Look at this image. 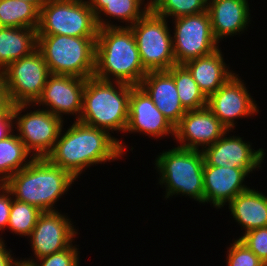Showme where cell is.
Here are the masks:
<instances>
[{"label": "cell", "instance_id": "cell-7", "mask_svg": "<svg viewBox=\"0 0 267 266\" xmlns=\"http://www.w3.org/2000/svg\"><path fill=\"white\" fill-rule=\"evenodd\" d=\"M98 30L87 0H47L40 8L37 35L97 38Z\"/></svg>", "mask_w": 267, "mask_h": 266}, {"label": "cell", "instance_id": "cell-23", "mask_svg": "<svg viewBox=\"0 0 267 266\" xmlns=\"http://www.w3.org/2000/svg\"><path fill=\"white\" fill-rule=\"evenodd\" d=\"M37 49V29L0 27V72Z\"/></svg>", "mask_w": 267, "mask_h": 266}, {"label": "cell", "instance_id": "cell-13", "mask_svg": "<svg viewBox=\"0 0 267 266\" xmlns=\"http://www.w3.org/2000/svg\"><path fill=\"white\" fill-rule=\"evenodd\" d=\"M86 79L70 75L51 74L43 88L42 94L34 107L42 105V109L49 111L57 117L64 114L76 116L79 120L82 112L83 91ZM46 108H44V107Z\"/></svg>", "mask_w": 267, "mask_h": 266}, {"label": "cell", "instance_id": "cell-39", "mask_svg": "<svg viewBox=\"0 0 267 266\" xmlns=\"http://www.w3.org/2000/svg\"><path fill=\"white\" fill-rule=\"evenodd\" d=\"M13 266H34L32 263L25 262L22 259H18Z\"/></svg>", "mask_w": 267, "mask_h": 266}, {"label": "cell", "instance_id": "cell-37", "mask_svg": "<svg viewBox=\"0 0 267 266\" xmlns=\"http://www.w3.org/2000/svg\"><path fill=\"white\" fill-rule=\"evenodd\" d=\"M90 8L93 10L96 16L111 0H87Z\"/></svg>", "mask_w": 267, "mask_h": 266}, {"label": "cell", "instance_id": "cell-28", "mask_svg": "<svg viewBox=\"0 0 267 266\" xmlns=\"http://www.w3.org/2000/svg\"><path fill=\"white\" fill-rule=\"evenodd\" d=\"M208 0H150V7L157 15L173 19L207 11Z\"/></svg>", "mask_w": 267, "mask_h": 266}, {"label": "cell", "instance_id": "cell-14", "mask_svg": "<svg viewBox=\"0 0 267 266\" xmlns=\"http://www.w3.org/2000/svg\"><path fill=\"white\" fill-rule=\"evenodd\" d=\"M58 211L42 212L33 231L27 237L30 238L36 259L65 250L73 244L78 234L70 218Z\"/></svg>", "mask_w": 267, "mask_h": 266}, {"label": "cell", "instance_id": "cell-6", "mask_svg": "<svg viewBox=\"0 0 267 266\" xmlns=\"http://www.w3.org/2000/svg\"><path fill=\"white\" fill-rule=\"evenodd\" d=\"M97 38L66 35H37V49L50 73L89 78L95 71Z\"/></svg>", "mask_w": 267, "mask_h": 266}, {"label": "cell", "instance_id": "cell-3", "mask_svg": "<svg viewBox=\"0 0 267 266\" xmlns=\"http://www.w3.org/2000/svg\"><path fill=\"white\" fill-rule=\"evenodd\" d=\"M76 178L67 170L52 164L46 157L33 158L4 184L13 198L37 207L42 212L57 211L55 203L67 194Z\"/></svg>", "mask_w": 267, "mask_h": 266}, {"label": "cell", "instance_id": "cell-21", "mask_svg": "<svg viewBox=\"0 0 267 266\" xmlns=\"http://www.w3.org/2000/svg\"><path fill=\"white\" fill-rule=\"evenodd\" d=\"M223 56L221 48H218L209 55L183 64L207 98L236 74L233 70H229V65L225 64Z\"/></svg>", "mask_w": 267, "mask_h": 266}, {"label": "cell", "instance_id": "cell-20", "mask_svg": "<svg viewBox=\"0 0 267 266\" xmlns=\"http://www.w3.org/2000/svg\"><path fill=\"white\" fill-rule=\"evenodd\" d=\"M139 86L175 127L187 110L181 104L173 76L168 71H151Z\"/></svg>", "mask_w": 267, "mask_h": 266}, {"label": "cell", "instance_id": "cell-19", "mask_svg": "<svg viewBox=\"0 0 267 266\" xmlns=\"http://www.w3.org/2000/svg\"><path fill=\"white\" fill-rule=\"evenodd\" d=\"M249 9L248 0H208L207 11L218 43L223 38L247 31L251 24Z\"/></svg>", "mask_w": 267, "mask_h": 266}, {"label": "cell", "instance_id": "cell-24", "mask_svg": "<svg viewBox=\"0 0 267 266\" xmlns=\"http://www.w3.org/2000/svg\"><path fill=\"white\" fill-rule=\"evenodd\" d=\"M145 0H111L107 5L96 15V23L98 28L117 27L111 21V18L118 22H126V27L134 25L141 19L150 9V0L145 3ZM144 5V7H142ZM105 15V19L102 16ZM106 17H109L106 19ZM110 21H109V20Z\"/></svg>", "mask_w": 267, "mask_h": 266}, {"label": "cell", "instance_id": "cell-16", "mask_svg": "<svg viewBox=\"0 0 267 266\" xmlns=\"http://www.w3.org/2000/svg\"><path fill=\"white\" fill-rule=\"evenodd\" d=\"M227 131L220 120L204 107L186 111L175 126L174 139L180 144L177 147L201 151L213 145Z\"/></svg>", "mask_w": 267, "mask_h": 266}, {"label": "cell", "instance_id": "cell-29", "mask_svg": "<svg viewBox=\"0 0 267 266\" xmlns=\"http://www.w3.org/2000/svg\"><path fill=\"white\" fill-rule=\"evenodd\" d=\"M41 213L37 207L13 198L7 229L21 237H29Z\"/></svg>", "mask_w": 267, "mask_h": 266}, {"label": "cell", "instance_id": "cell-35", "mask_svg": "<svg viewBox=\"0 0 267 266\" xmlns=\"http://www.w3.org/2000/svg\"><path fill=\"white\" fill-rule=\"evenodd\" d=\"M14 117L12 110L6 116H0V141L8 137L14 128Z\"/></svg>", "mask_w": 267, "mask_h": 266}, {"label": "cell", "instance_id": "cell-26", "mask_svg": "<svg viewBox=\"0 0 267 266\" xmlns=\"http://www.w3.org/2000/svg\"><path fill=\"white\" fill-rule=\"evenodd\" d=\"M40 10L23 0H0V27L37 29Z\"/></svg>", "mask_w": 267, "mask_h": 266}, {"label": "cell", "instance_id": "cell-38", "mask_svg": "<svg viewBox=\"0 0 267 266\" xmlns=\"http://www.w3.org/2000/svg\"><path fill=\"white\" fill-rule=\"evenodd\" d=\"M34 4L39 10L47 0H23Z\"/></svg>", "mask_w": 267, "mask_h": 266}, {"label": "cell", "instance_id": "cell-1", "mask_svg": "<svg viewBox=\"0 0 267 266\" xmlns=\"http://www.w3.org/2000/svg\"><path fill=\"white\" fill-rule=\"evenodd\" d=\"M69 127L63 133L61 129L53 150L46 158L76 179L83 174L85 168L87 170L94 164L120 160L126 154L125 142L104 129L94 128L78 120Z\"/></svg>", "mask_w": 267, "mask_h": 266}, {"label": "cell", "instance_id": "cell-2", "mask_svg": "<svg viewBox=\"0 0 267 266\" xmlns=\"http://www.w3.org/2000/svg\"><path fill=\"white\" fill-rule=\"evenodd\" d=\"M147 73L130 27L119 25L99 28L95 44L94 77L139 86Z\"/></svg>", "mask_w": 267, "mask_h": 266}, {"label": "cell", "instance_id": "cell-18", "mask_svg": "<svg viewBox=\"0 0 267 266\" xmlns=\"http://www.w3.org/2000/svg\"><path fill=\"white\" fill-rule=\"evenodd\" d=\"M250 173L244 168L210 166L204 162V203L221 209L239 193L248 190L245 177Z\"/></svg>", "mask_w": 267, "mask_h": 266}, {"label": "cell", "instance_id": "cell-11", "mask_svg": "<svg viewBox=\"0 0 267 266\" xmlns=\"http://www.w3.org/2000/svg\"><path fill=\"white\" fill-rule=\"evenodd\" d=\"M172 22L175 24L172 42L176 64L209 55L219 48L208 11L172 19Z\"/></svg>", "mask_w": 267, "mask_h": 266}, {"label": "cell", "instance_id": "cell-34", "mask_svg": "<svg viewBox=\"0 0 267 266\" xmlns=\"http://www.w3.org/2000/svg\"><path fill=\"white\" fill-rule=\"evenodd\" d=\"M9 91L0 76V116H6L13 108Z\"/></svg>", "mask_w": 267, "mask_h": 266}, {"label": "cell", "instance_id": "cell-32", "mask_svg": "<svg viewBox=\"0 0 267 266\" xmlns=\"http://www.w3.org/2000/svg\"><path fill=\"white\" fill-rule=\"evenodd\" d=\"M238 239L267 265V227L250 230L243 233Z\"/></svg>", "mask_w": 267, "mask_h": 266}, {"label": "cell", "instance_id": "cell-8", "mask_svg": "<svg viewBox=\"0 0 267 266\" xmlns=\"http://www.w3.org/2000/svg\"><path fill=\"white\" fill-rule=\"evenodd\" d=\"M168 20L151 9L130 28L147 72L167 71L176 64Z\"/></svg>", "mask_w": 267, "mask_h": 266}, {"label": "cell", "instance_id": "cell-31", "mask_svg": "<svg viewBox=\"0 0 267 266\" xmlns=\"http://www.w3.org/2000/svg\"><path fill=\"white\" fill-rule=\"evenodd\" d=\"M227 249V266H265L258 256L238 238Z\"/></svg>", "mask_w": 267, "mask_h": 266}, {"label": "cell", "instance_id": "cell-5", "mask_svg": "<svg viewBox=\"0 0 267 266\" xmlns=\"http://www.w3.org/2000/svg\"><path fill=\"white\" fill-rule=\"evenodd\" d=\"M157 156L154 165L160 175L158 184L166 187V200L175 194H181L204 204L202 151L176 146Z\"/></svg>", "mask_w": 267, "mask_h": 266}, {"label": "cell", "instance_id": "cell-33", "mask_svg": "<svg viewBox=\"0 0 267 266\" xmlns=\"http://www.w3.org/2000/svg\"><path fill=\"white\" fill-rule=\"evenodd\" d=\"M13 194L5 184H0V231L8 228ZM6 228V229H5Z\"/></svg>", "mask_w": 267, "mask_h": 266}, {"label": "cell", "instance_id": "cell-12", "mask_svg": "<svg viewBox=\"0 0 267 266\" xmlns=\"http://www.w3.org/2000/svg\"><path fill=\"white\" fill-rule=\"evenodd\" d=\"M247 89L244 81L235 74L207 98V108L228 130L236 127L234 119L247 118L259 112L256 101Z\"/></svg>", "mask_w": 267, "mask_h": 266}, {"label": "cell", "instance_id": "cell-22", "mask_svg": "<svg viewBox=\"0 0 267 266\" xmlns=\"http://www.w3.org/2000/svg\"><path fill=\"white\" fill-rule=\"evenodd\" d=\"M233 220L244 233L267 227V196L253 188L239 193L228 203Z\"/></svg>", "mask_w": 267, "mask_h": 266}, {"label": "cell", "instance_id": "cell-36", "mask_svg": "<svg viewBox=\"0 0 267 266\" xmlns=\"http://www.w3.org/2000/svg\"><path fill=\"white\" fill-rule=\"evenodd\" d=\"M11 251L6 249L5 240L0 237V266H13L16 263L17 259L12 257Z\"/></svg>", "mask_w": 267, "mask_h": 266}, {"label": "cell", "instance_id": "cell-25", "mask_svg": "<svg viewBox=\"0 0 267 266\" xmlns=\"http://www.w3.org/2000/svg\"><path fill=\"white\" fill-rule=\"evenodd\" d=\"M30 154L14 131L2 139L0 141V184H4L16 172L25 168L34 158Z\"/></svg>", "mask_w": 267, "mask_h": 266}, {"label": "cell", "instance_id": "cell-17", "mask_svg": "<svg viewBox=\"0 0 267 266\" xmlns=\"http://www.w3.org/2000/svg\"><path fill=\"white\" fill-rule=\"evenodd\" d=\"M146 134L153 138L175 135V127L155 106L149 95L140 87L134 86L129 97V117L124 133Z\"/></svg>", "mask_w": 267, "mask_h": 266}, {"label": "cell", "instance_id": "cell-27", "mask_svg": "<svg viewBox=\"0 0 267 266\" xmlns=\"http://www.w3.org/2000/svg\"><path fill=\"white\" fill-rule=\"evenodd\" d=\"M167 71L173 76L179 99L187 111L207 107V97L183 64H175Z\"/></svg>", "mask_w": 267, "mask_h": 266}, {"label": "cell", "instance_id": "cell-15", "mask_svg": "<svg viewBox=\"0 0 267 266\" xmlns=\"http://www.w3.org/2000/svg\"><path fill=\"white\" fill-rule=\"evenodd\" d=\"M228 130L213 145L202 151L204 162L210 166L244 168L249 173L260 169L266 153L262 148L254 150L252 143L243 141L240 136L227 137ZM265 155V156H264Z\"/></svg>", "mask_w": 267, "mask_h": 266}, {"label": "cell", "instance_id": "cell-9", "mask_svg": "<svg viewBox=\"0 0 267 266\" xmlns=\"http://www.w3.org/2000/svg\"><path fill=\"white\" fill-rule=\"evenodd\" d=\"M31 106L33 104L13 105L14 128H17V136L33 157L43 158L53 150L64 120L42 108L21 114Z\"/></svg>", "mask_w": 267, "mask_h": 266}, {"label": "cell", "instance_id": "cell-4", "mask_svg": "<svg viewBox=\"0 0 267 266\" xmlns=\"http://www.w3.org/2000/svg\"><path fill=\"white\" fill-rule=\"evenodd\" d=\"M133 87L127 83L106 81L94 76L87 78L78 121L109 133L125 132Z\"/></svg>", "mask_w": 267, "mask_h": 266}, {"label": "cell", "instance_id": "cell-30", "mask_svg": "<svg viewBox=\"0 0 267 266\" xmlns=\"http://www.w3.org/2000/svg\"><path fill=\"white\" fill-rule=\"evenodd\" d=\"M78 250L79 248H77V245L73 246L72 244L63 251L39 259L25 258L23 261L32 263L34 266H80V251Z\"/></svg>", "mask_w": 267, "mask_h": 266}, {"label": "cell", "instance_id": "cell-10", "mask_svg": "<svg viewBox=\"0 0 267 266\" xmlns=\"http://www.w3.org/2000/svg\"><path fill=\"white\" fill-rule=\"evenodd\" d=\"M50 75L49 67L38 49L0 72L14 105L35 104Z\"/></svg>", "mask_w": 267, "mask_h": 266}]
</instances>
